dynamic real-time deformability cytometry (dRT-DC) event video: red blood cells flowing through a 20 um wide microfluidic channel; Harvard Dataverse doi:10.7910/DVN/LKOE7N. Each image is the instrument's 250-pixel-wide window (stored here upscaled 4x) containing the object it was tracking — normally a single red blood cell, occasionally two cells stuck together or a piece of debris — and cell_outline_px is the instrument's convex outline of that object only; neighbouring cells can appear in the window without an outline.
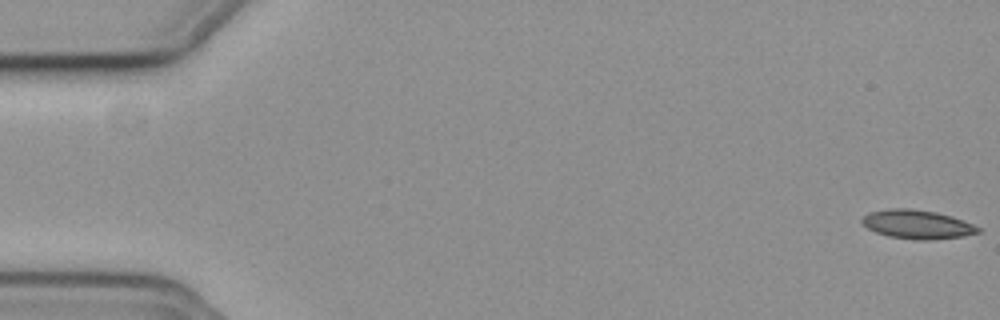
{"species": "common noctule bat (a hibernating species)", "species_latin": "Nyctalus noctula", "temperature_condition": "cold", "stored_images_in_passage": 56, "camera_frame_rate_fps": 3000, "um_per_image_px": 0.085, "animal": {"sex": "female", "body_mass_g": 19.3, "forearm_length_mm": 54.1}, "frame": {"image": 1, "passage_image": 1, "time_ms": 0.0, "image_size_px": [1000, 320], "cell_outline_px": [[980, 232], [964, 236], [928, 240], [920, 240], [888, 236], [876, 232], [868, 228], [860, 220], [868, 212], [892, 208], [908, 208], [936, 212], [952, 216], [964, 220], [980, 228]], "centroid_in_image_um": [77.97, 19.06], "position_along_channel_um": 7.0, "area_um2": 19.42}}
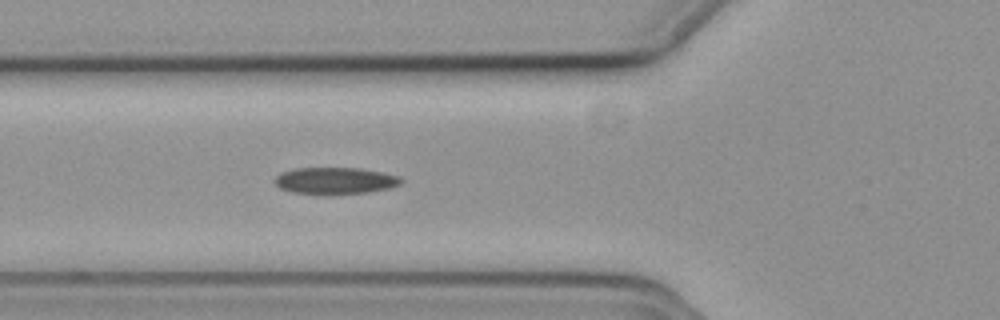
{"frame": {"image": 2, "passage_image": 21, "time_ms": 6.667, "image_size_px": [1000, 320], "cell_outline_px": [[404, 180], [400, 184], [392, 188], [368, 192], [332, 196], [324, 196], [292, 192], [280, 188], [272, 180], [280, 172], [296, 168], [360, 168], [384, 172], [400, 176]], "centroid_in_image_um": [28.5, 15.38], "position_along_channel_um": 97.3, "area_um2": 20.46}}
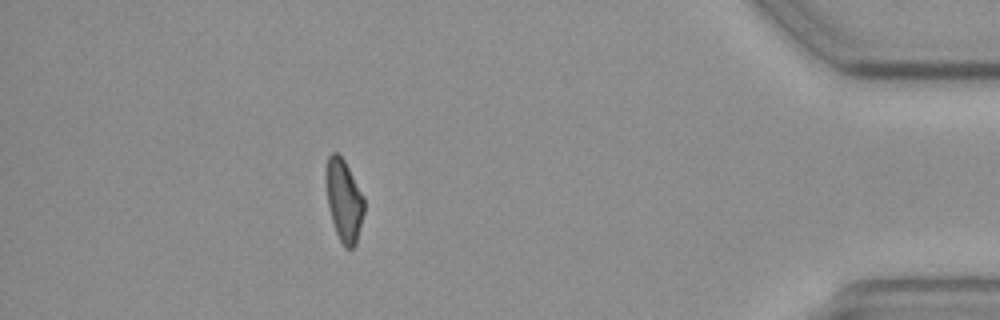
{"frame": {"image": 3, "passage_image": 50, "time_ms": 16.333, "image_size_px": [1000, 320], "cell_outline_px": [[364, 212], [356, 244], [352, 248], [344, 248], [336, 232], [332, 220], [328, 204], [324, 180], [324, 168], [328, 156], [332, 152], [336, 152], [344, 160], [364, 196]], "centroid_in_image_um": [29.21, 17.0], "position_along_channel_um": 406.0, "area_um2": 18.44}, "authors_computed_cell_mechanics": {"area_um2": 19.363, "velocity_mm_per_s": 3.7432, "shape_relaxation_time_tau1_ms": 6.248, "shape_relaxation_time_tau2_ms": null, "deformation_change_tau1": 0.1404, "deformation_change_tau2": null}}